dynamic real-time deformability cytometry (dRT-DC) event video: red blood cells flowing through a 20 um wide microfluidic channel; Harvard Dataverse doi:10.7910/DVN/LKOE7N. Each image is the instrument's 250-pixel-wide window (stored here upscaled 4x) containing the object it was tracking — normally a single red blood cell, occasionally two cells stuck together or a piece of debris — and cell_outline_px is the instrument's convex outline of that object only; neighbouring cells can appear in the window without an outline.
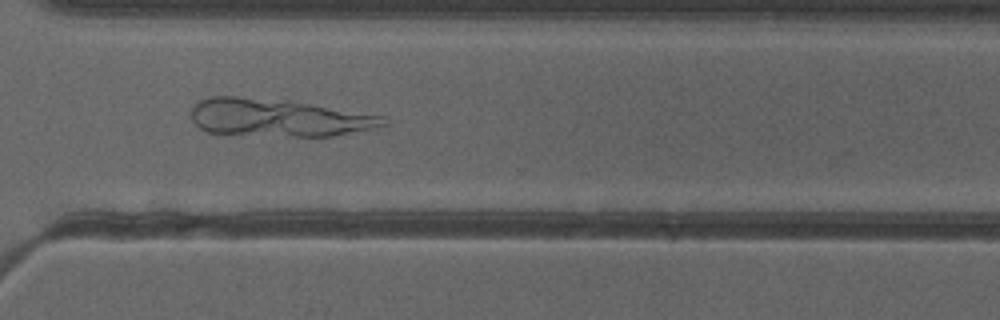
{"species": "common noctule bat (a hibernating species)", "species_latin": "Nyctalus noctula", "temperature_condition": "cold", "stored_images_in_passage": 51, "camera_frame_rate_fps": 3000, "um_per_image_px": 0.085, "animal": {"sex": "female"}, "frame": {"image": 1, "passage_image": 37, "time_ms": 12.0, "image_size_px": [1000, 320], "cell_outline_px": [[388, 124], [376, 128], [336, 136], [296, 136], [208, 132], [200, 128], [192, 120], [192, 108], [200, 100], [212, 96], [236, 96], [288, 100], [384, 116]], "centroid_in_image_um": [23.7, 10.0], "position_along_channel_um": 346.9, "area_um2": 41.91}}